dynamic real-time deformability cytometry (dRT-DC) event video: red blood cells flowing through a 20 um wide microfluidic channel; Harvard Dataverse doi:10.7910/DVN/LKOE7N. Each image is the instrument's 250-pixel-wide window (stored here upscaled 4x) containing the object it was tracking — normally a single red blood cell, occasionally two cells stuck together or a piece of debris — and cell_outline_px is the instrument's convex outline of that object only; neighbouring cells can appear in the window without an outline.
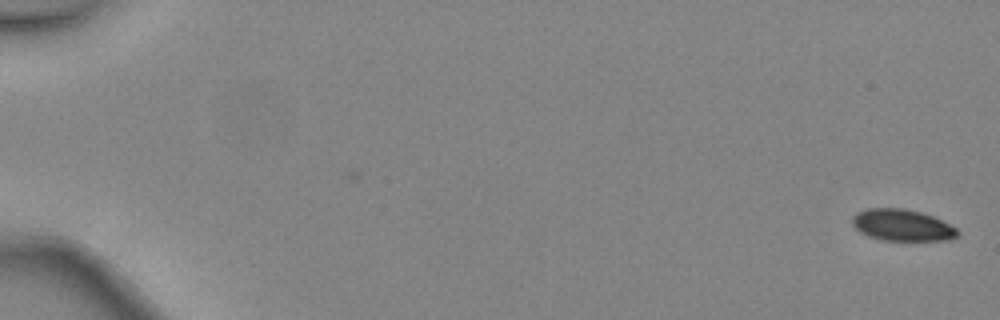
{"species": "common noctule bat (a hibernating species)", "species_latin": "Nyctalus noctula", "temperature_condition": "warm", "stored_images_in_passage": 48, "camera_frame_rate_fps": 3000, "um_per_image_px": 0.085, "animal": {"sex": "female", "body_mass_g": 24.6, "forearm_length_mm": 56.2}, "frame": {"image": 1, "passage_image": 1, "time_ms": 0.0, "image_size_px": [1000, 320], "cell_outline_px": [[960, 232], [956, 236], [948, 240], [880, 240], [868, 236], [860, 232], [852, 224], [852, 216], [856, 212], [868, 208], [904, 208], [920, 212], [932, 216], [956, 228]], "centroid_in_image_um": [76.64, 19.13], "position_along_channel_um": 8.4, "area_um2": 19.31}}
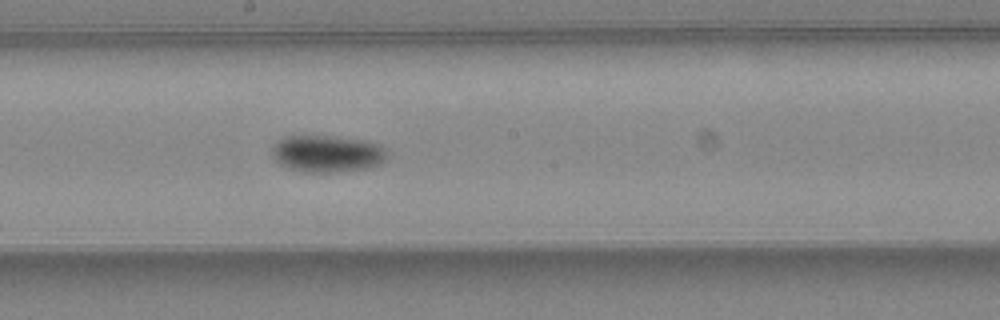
{"frame": {"image": 2, "passage_image": 28, "time_ms": 9.0, "image_size_px": [1000, 320], "cell_outline_px": [[388, 156], [380, 164], [368, 168], [340, 172], [304, 172], [288, 168], [280, 164], [272, 156], [272, 148], [284, 136], [328, 136], [360, 140], [376, 144], [384, 148]], "centroid_in_image_um": [27.8, 13.08], "position_along_channel_um": 220.4, "area_um2": 24.57}}
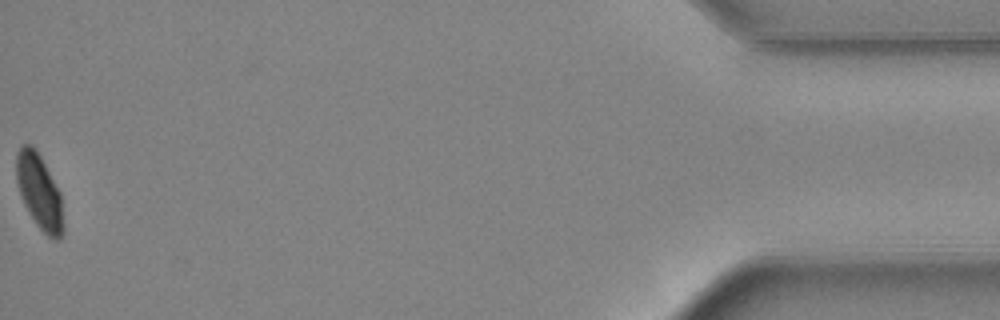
{"frame": {"image": 3, "passage_image": 48, "time_ms": 15.667, "image_size_px": [1000, 320], "cell_outline_px": [[64, 232], [60, 240], [56, 240], [48, 236], [36, 224], [24, 204], [16, 180], [16, 152], [24, 144], [32, 144], [40, 156], [60, 192], [64, 224]], "centroid_in_image_um": [3.35, 16.32], "position_along_channel_um": 431.8, "area_um2": 20.4}, "authors_computed_cell_mechanics": {"area_um2": 22.0507, "velocity_mm_per_s": 4.4925, "shape_relaxation_time_tau1_ms": 2.9939, "shape_relaxation_time_tau2_ms": null, "deformation_change_tau1": 0.081, "deformation_change_tau2": null}}